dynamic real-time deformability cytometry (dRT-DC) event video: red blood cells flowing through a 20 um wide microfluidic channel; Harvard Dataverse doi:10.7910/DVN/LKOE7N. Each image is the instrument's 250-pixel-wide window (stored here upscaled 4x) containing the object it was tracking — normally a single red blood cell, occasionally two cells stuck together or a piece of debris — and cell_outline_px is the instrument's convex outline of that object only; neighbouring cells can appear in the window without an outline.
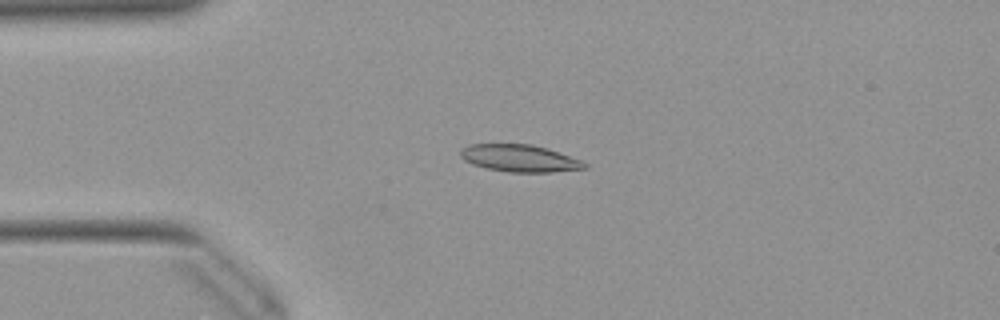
{"species": "Egyptian fruit bat (a non-hibernating species)", "species_latin": "Rousettus aegyptiacus", "temperature_condition": "warm", "stored_images_in_passage": 51, "camera_frame_rate_fps": 3000, "um_per_image_px": 0.085, "animal": {"sex": "female"}, "frame": {"image": 1, "passage_image": 12, "time_ms": 3.667, "image_size_px": [1000, 320], "cell_outline_px": [[588, 168], [552, 172], [508, 172], [488, 168], [472, 164], [464, 160], [460, 156], [460, 148], [468, 144], [532, 144], [548, 148], [580, 160], [588, 164]], "centroid_in_image_um": [44.15, 13.44], "position_along_channel_um": 40.8, "area_um2": 19.71}}
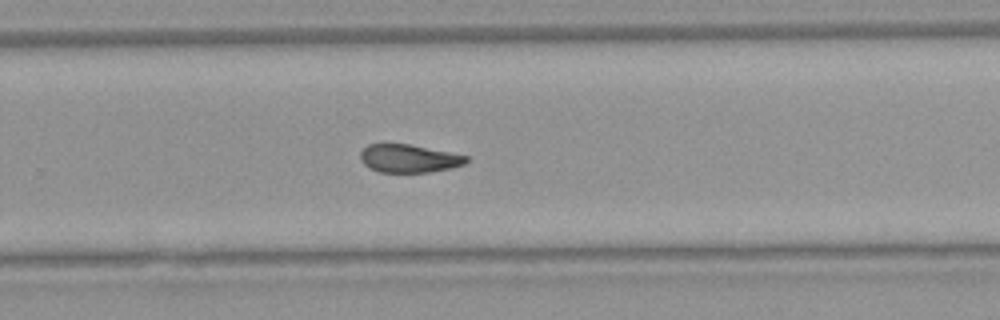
{"frame": {"image": 2, "passage_image": 33, "time_ms": 10.667, "image_size_px": [1000, 320], "cell_outline_px": [[468, 160], [464, 164], [452, 168], [428, 172], [380, 172], [368, 168], [360, 160], [360, 152], [368, 144], [408, 144], [468, 156]], "centroid_in_image_um": [34.72, 13.48], "position_along_channel_um": 295.1, "area_um2": 17.22}}
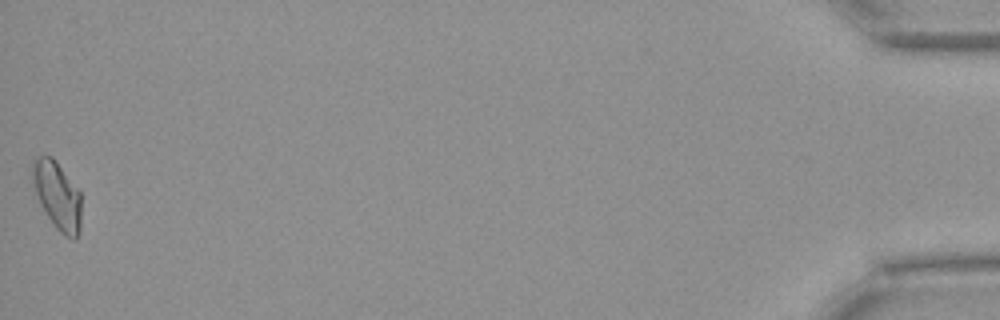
{"frame": {"image": 3, "passage_image": 51, "time_ms": 16.667, "image_size_px": [1000, 320], "cell_outline_px": [[80, 232], [76, 240], [72, 240], [64, 236], [56, 228], [40, 204], [32, 184], [32, 160], [36, 156], [52, 156], [56, 160], [80, 192]], "centroid_in_image_um": [4.86, 16.62], "position_along_channel_um": 430.3, "area_um2": 19.42}, "authors_computed_cell_mechanics": {"area_um2": 18.7272, "velocity_mm_per_s": 3.9681, "shape_relaxation_time_tau1_ms": null, "shape_relaxation_time_tau2_ms": 5.9381, "deformation_change_tau1": null, "deformation_change_tau2": 0.1326}}